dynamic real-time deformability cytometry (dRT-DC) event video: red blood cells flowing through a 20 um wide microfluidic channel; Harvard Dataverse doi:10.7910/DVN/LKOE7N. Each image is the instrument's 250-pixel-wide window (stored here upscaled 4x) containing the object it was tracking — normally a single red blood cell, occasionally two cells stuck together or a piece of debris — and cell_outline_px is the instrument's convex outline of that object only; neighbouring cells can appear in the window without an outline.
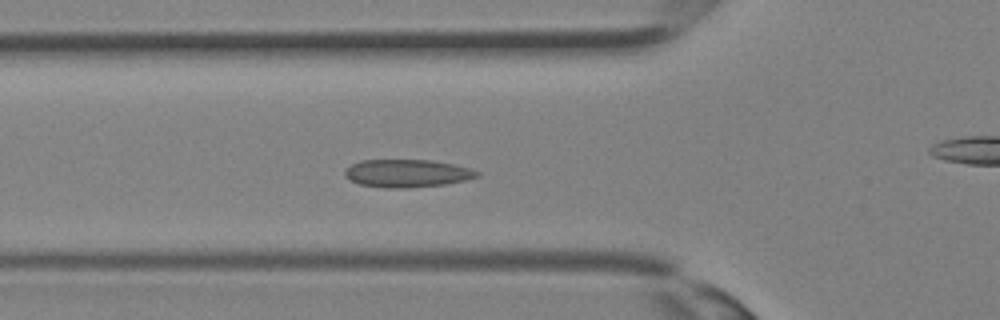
{"species": "Egyptian fruit bat (a non-hibernating species)", "species_latin": "Rousettus aegyptiacus", "temperature_condition": "room temperature", "stored_images_in_passage": 26, "camera_frame_rate_fps": 3000, "um_per_image_px": 0.085, "animal": {"sex": "female"}, "frame": {"image": 1, "passage_image": 9, "time_ms": 2.667, "image_size_px": [1000, 320], "cell_outline_px": [[480, 176], [464, 180], [444, 184], [404, 188], [384, 188], [360, 184], [348, 180], [344, 176], [344, 172], [352, 164], [360, 160], [428, 160], [452, 164], [472, 168], [480, 172]], "centroid_in_image_um": [34.59, 14.73], "position_along_channel_um": 91.2, "area_um2": 21.39}}
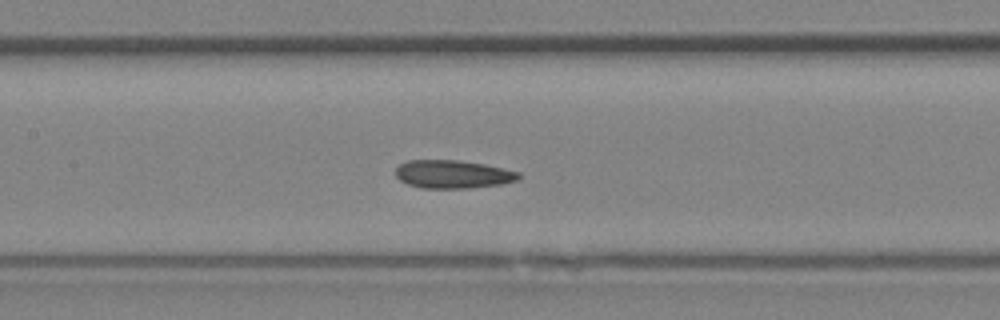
{"frame": {"image": 2, "passage_image": 13, "time_ms": 4.0, "image_size_px": [1000, 320], "cell_outline_px": [[520, 176], [516, 180], [500, 184], [468, 188], [420, 188], [408, 184], [400, 180], [396, 176], [396, 168], [400, 164], [408, 160], [460, 160], [484, 164], [520, 172]], "centroid_in_image_um": [38.46, 14.8], "position_along_channel_um": 168.9, "area_um2": 20.11}}
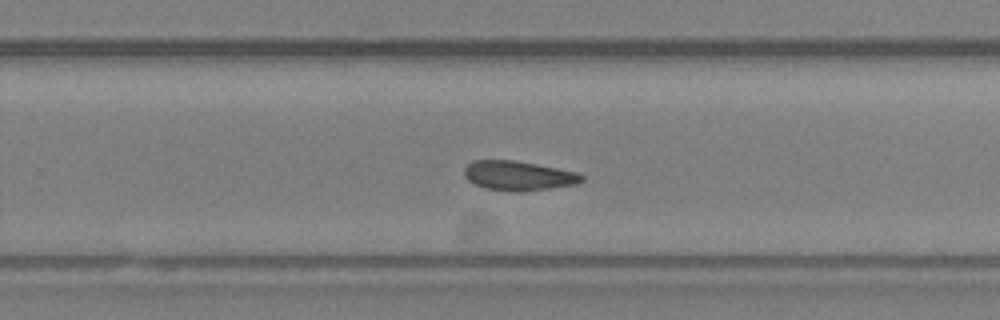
{"frame": {"image": 3, "passage_image": 19, "time_ms": 6.0, "image_size_px": [1000, 320], "cell_outline_px": [[584, 180], [576, 184], [552, 188], [520, 192], [516, 192], [484, 188], [468, 180], [464, 176], [464, 168], [472, 160], [512, 160], [536, 164], [576, 172], [584, 176]], "centroid_in_image_um": [44.05, 14.94], "position_along_channel_um": 285.7, "area_um2": 20.17}}